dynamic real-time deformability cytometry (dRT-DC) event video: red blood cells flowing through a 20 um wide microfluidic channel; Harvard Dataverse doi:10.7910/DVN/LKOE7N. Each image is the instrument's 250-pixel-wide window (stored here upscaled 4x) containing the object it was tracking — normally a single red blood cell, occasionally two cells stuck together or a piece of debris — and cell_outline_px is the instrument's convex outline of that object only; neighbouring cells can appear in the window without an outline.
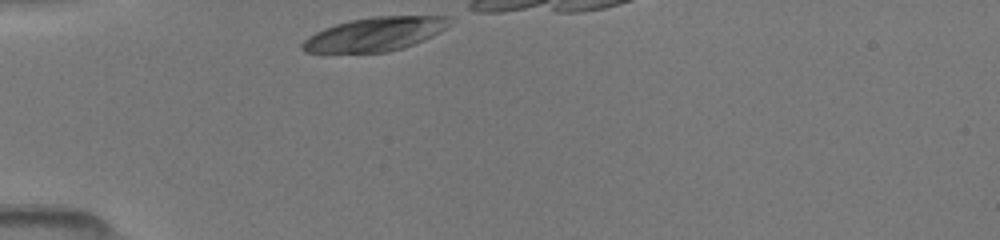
{"species": "common noctule bat (a hibernating species)", "species_latin": "Nyctalus noctula", "temperature_condition": "room temperature", "stored_images_in_passage": 6, "camera_frame_rate_fps": 3000, "um_per_image_px": 0.085, "animal": {"sex": "female", "body_mass_g": 19.5, "forearm_length_mm": 54.1}, "frame": {"image": 1, "passage_image": 1, "time_ms": 0.0, "image_size_px": [1000, 240], "cell_outline_px": [[452, 24], [440, 32], [424, 40], [404, 48], [388, 52], [304, 52], [300, 48], [300, 44], [308, 36], [324, 28], [348, 20], [372, 16], [452, 16]], "centroid_in_image_um": [31.9, 2.89], "position_along_channel_um": 53.1, "area_um2": 29.19}}